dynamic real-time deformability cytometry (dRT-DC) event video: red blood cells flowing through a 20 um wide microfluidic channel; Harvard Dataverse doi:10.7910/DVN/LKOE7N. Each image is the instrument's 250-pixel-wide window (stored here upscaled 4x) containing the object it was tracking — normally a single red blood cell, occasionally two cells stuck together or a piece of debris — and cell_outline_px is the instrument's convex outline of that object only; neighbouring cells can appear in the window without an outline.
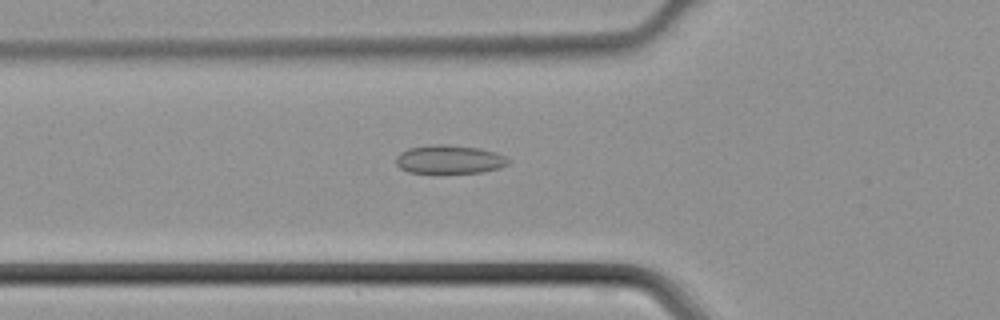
{"species": "common noctule bat (a hibernating species)", "species_latin": "Nyctalus noctula", "temperature_condition": "cold", "stored_images_in_passage": 43, "camera_frame_rate_fps": 3000, "um_per_image_px": 0.085, "animal": {"sex": "male", "body_mass_g": 21.5, "forearm_length_mm": 52.0}, "frame": {"image": 1, "passage_image": 14, "time_ms": 4.333, "image_size_px": [1000, 320], "cell_outline_px": [[508, 164], [496, 168], [480, 172], [436, 176], [408, 172], [400, 168], [396, 164], [396, 156], [400, 152], [408, 148], [432, 144], [448, 144], [476, 148], [496, 152], [504, 156], [508, 160]], "centroid_in_image_um": [38.1, 13.59], "position_along_channel_um": 87.7, "area_um2": 19.42}}
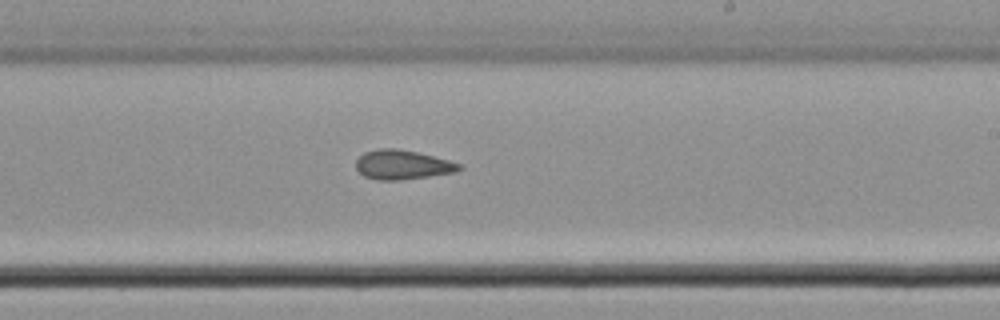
{"frame": {"image": 2, "passage_image": 25, "time_ms": 8.0, "image_size_px": [1000, 320], "cell_outline_px": [[464, 168], [456, 172], [428, 176], [396, 180], [376, 180], [364, 176], [356, 168], [356, 160], [364, 152], [380, 148], [396, 148], [416, 152], [448, 160], [460, 164]], "centroid_in_image_um": [34.19, 14.0], "position_along_channel_um": 254.8, "area_um2": 17.51}}
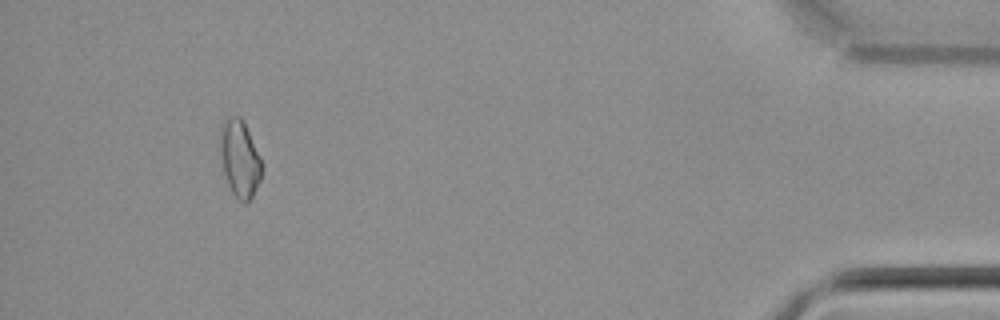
{"frame": {"image": 3, "passage_image": 40, "time_ms": 13.0, "image_size_px": [1000, 320], "cell_outline_px": [[260, 180], [252, 196], [244, 204], [232, 192], [224, 172], [220, 152], [220, 132], [224, 120], [228, 116], [240, 116], [244, 120], [260, 156]], "centroid_in_image_um": [20.37, 13.42], "position_along_channel_um": 414.8, "area_um2": 18.32}}